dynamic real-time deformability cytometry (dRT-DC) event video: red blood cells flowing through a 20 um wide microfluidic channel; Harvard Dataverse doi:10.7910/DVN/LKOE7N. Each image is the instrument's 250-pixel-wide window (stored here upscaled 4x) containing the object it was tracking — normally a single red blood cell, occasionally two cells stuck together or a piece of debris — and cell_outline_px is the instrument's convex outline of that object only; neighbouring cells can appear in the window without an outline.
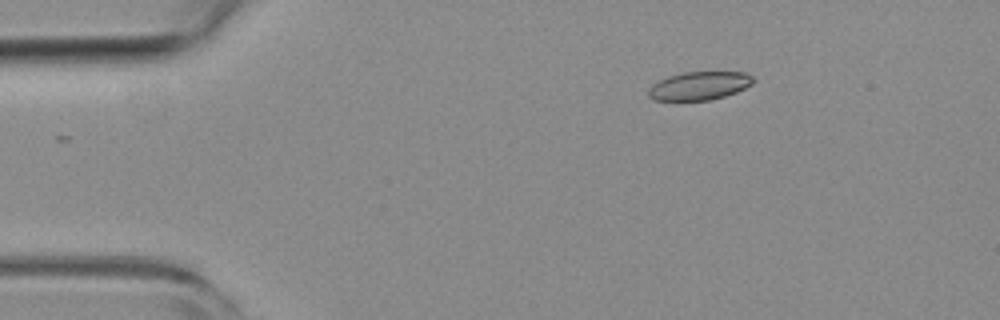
{"species": "common noctule bat (a hibernating species)", "species_latin": "Nyctalus noctula", "temperature_condition": "room temperature", "stored_images_in_passage": 46, "camera_frame_rate_fps": 3000, "um_per_image_px": 0.085, "animal": {"sex": "female", "body_mass_g": 19.3, "forearm_length_mm": 54.1}, "frame": {"image": 1, "passage_image": 1, "time_ms": 0.0, "image_size_px": [1000, 320], "cell_outline_px": [[752, 84], [736, 92], [724, 96], [708, 100], [652, 100], [648, 96], [648, 88], [652, 84], [668, 76], [684, 72], [744, 72], [752, 76]], "centroid_in_image_um": [59.4, 7.29], "position_along_channel_um": 25.6, "area_um2": 17.17}}
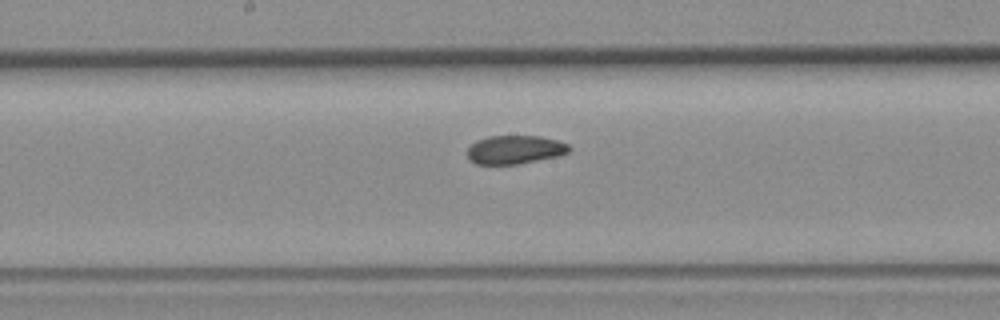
{"frame": {"image": 2, "passage_image": 20, "time_ms": 6.333, "image_size_px": [1000, 320], "cell_outline_px": [[572, 148], [568, 152], [556, 156], [516, 164], [476, 164], [468, 160], [468, 148], [476, 140], [488, 136], [540, 136], [556, 140], [568, 144]], "centroid_in_image_um": [43.74, 12.71], "position_along_channel_um": 204.5, "area_um2": 16.82}}
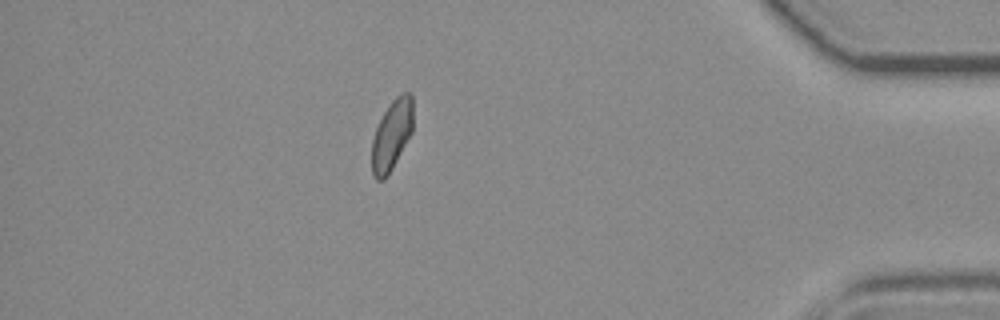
{"frame": {"image": 3, "passage_image": 39, "time_ms": 12.667, "image_size_px": [1000, 320], "cell_outline_px": [[412, 132], [388, 176], [384, 180], [376, 180], [372, 176], [372, 140], [376, 128], [384, 112], [392, 100], [400, 92], [412, 92]], "centroid_in_image_um": [33.3, 11.48], "position_along_channel_um": 401.9, "area_um2": 16.94}, "authors_computed_cell_mechanics": {"area_um2": 17.5712, "velocity_mm_per_s": 3.8601, "shape_relaxation_time_tau1_ms": 6.2681, "shape_relaxation_time_tau2_ms": 3.1006, "deformation_change_tau1": 0.1368, "deformation_change_tau2": 0.0825}}